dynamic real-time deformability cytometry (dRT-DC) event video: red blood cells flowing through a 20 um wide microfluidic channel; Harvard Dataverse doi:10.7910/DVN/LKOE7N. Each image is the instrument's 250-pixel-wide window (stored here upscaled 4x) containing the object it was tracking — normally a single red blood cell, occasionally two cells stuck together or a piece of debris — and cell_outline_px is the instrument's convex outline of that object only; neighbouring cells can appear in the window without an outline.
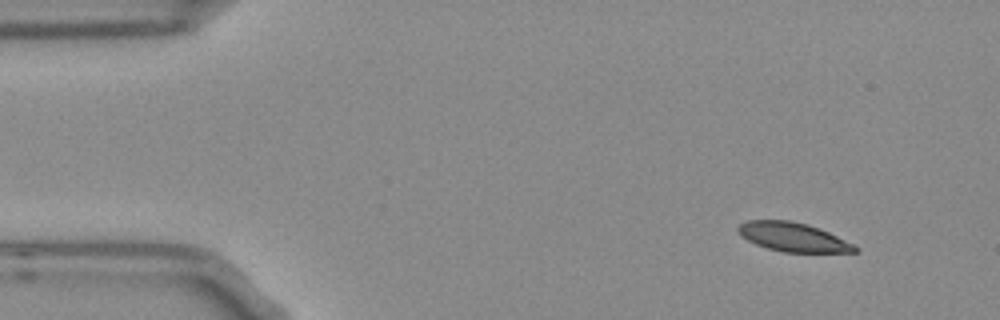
{"species": "Egyptian fruit bat (a non-hibernating species)", "species_latin": "Rousettus aegyptiacus", "temperature_condition": "room temperature", "stored_images_in_passage": 50, "camera_frame_rate_fps": 3000, "um_per_image_px": 0.085, "frame": {"image": 1, "passage_image": 1, "time_ms": 0.0, "image_size_px": [1000, 320], "cell_outline_px": [[860, 248], [856, 252], [784, 252], [768, 248], [756, 244], [740, 236], [736, 232], [736, 228], [744, 220], [792, 220], [808, 224], [820, 228]], "centroid_in_image_um": [67.35, 20.13], "position_along_channel_um": 17.6, "area_um2": 19.77}}
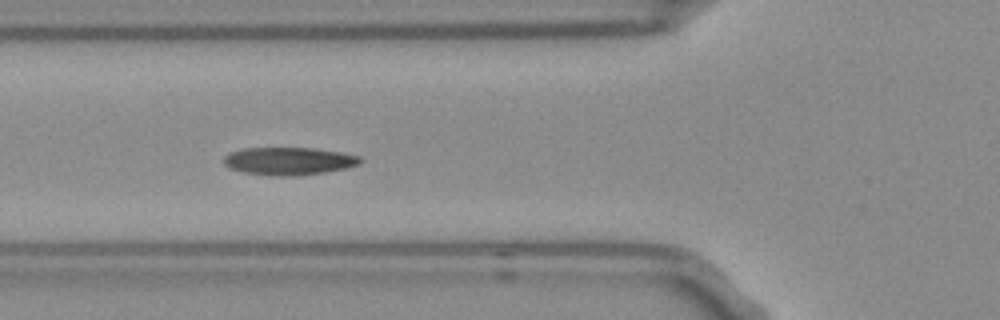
{"frame": {"image": 2, "passage_image": 15, "time_ms": 4.667, "image_size_px": [1000, 320], "cell_outline_px": [[364, 160], [360, 164], [348, 168], [324, 172], [292, 176], [272, 176], [244, 172], [228, 168], [224, 164], [224, 156], [232, 152], [244, 148], [312, 148], [340, 152], [360, 156]], "centroid_in_image_um": [24.57, 13.69], "position_along_channel_um": 101.2, "area_um2": 22.08}}
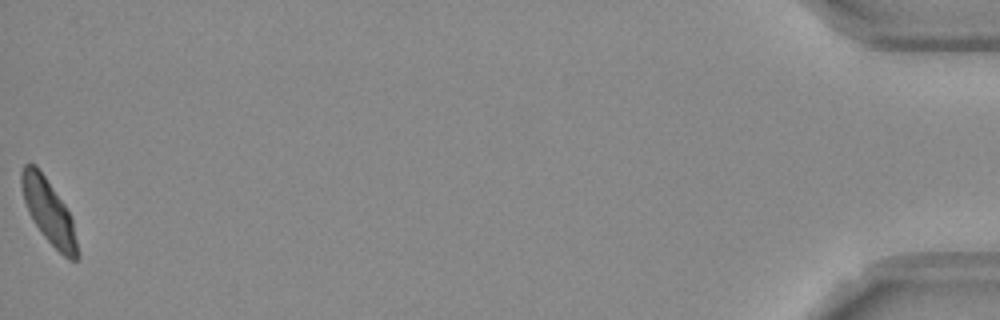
{"frame": {"image": 3, "passage_image": 50, "time_ms": 16.333, "image_size_px": [1000, 320], "cell_outline_px": [[80, 256], [76, 260], [68, 260], [44, 236], [32, 220], [28, 212], [20, 188], [20, 172], [24, 164], [36, 164], [64, 204], [72, 220], [80, 252]], "centroid_in_image_um": [4.13, 17.98], "position_along_channel_um": 431.1, "area_um2": 20.87}, "authors_computed_cell_mechanics": {"area_um2": 21.2415, "velocity_mm_per_s": 3.7174, "shape_relaxation_time_tau1_ms": 2.3915, "shape_relaxation_time_tau2_ms": 1.9523, "deformation_change_tau1": 0.1339, "deformation_change_tau2": 0.0791}}